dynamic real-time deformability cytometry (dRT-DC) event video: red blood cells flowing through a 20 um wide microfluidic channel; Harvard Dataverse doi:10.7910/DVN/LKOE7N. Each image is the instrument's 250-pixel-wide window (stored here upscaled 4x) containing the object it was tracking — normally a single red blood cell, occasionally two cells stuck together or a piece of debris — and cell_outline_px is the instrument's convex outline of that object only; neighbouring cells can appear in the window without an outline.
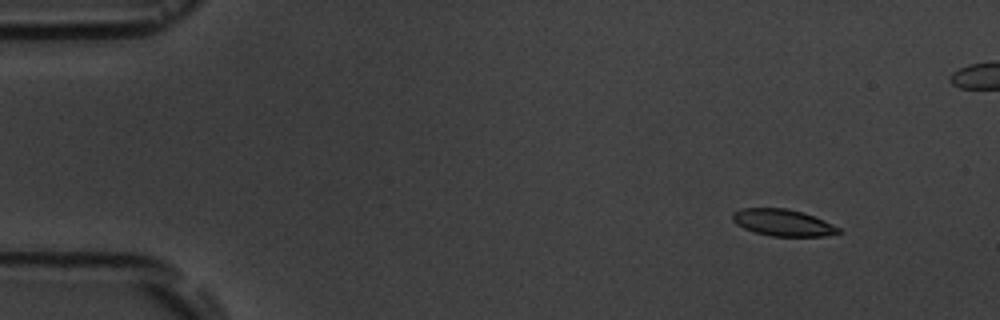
{"species": "common noctule bat (a hibernating species)", "species_latin": "Nyctalus noctula", "temperature_condition": "room temperature", "stored_images_in_passage": 6, "camera_frame_rate_fps": 3000, "um_per_image_px": 0.085, "animal": {"sex": "male", "body_mass_g": 19.5, "forearm_length_mm": 54.6}, "frame": {"image": 1, "passage_image": 2, "time_ms": 2.0, "image_size_px": [1000, 320], "cell_outline_px": [[844, 232], [824, 236], [772, 236], [756, 232], [744, 228], [736, 224], [732, 220], [732, 212], [740, 208], [788, 208], [824, 220], [840, 228]], "centroid_in_image_um": [66.53, 18.92], "position_along_channel_um": 18.5, "area_um2": 16.47}}